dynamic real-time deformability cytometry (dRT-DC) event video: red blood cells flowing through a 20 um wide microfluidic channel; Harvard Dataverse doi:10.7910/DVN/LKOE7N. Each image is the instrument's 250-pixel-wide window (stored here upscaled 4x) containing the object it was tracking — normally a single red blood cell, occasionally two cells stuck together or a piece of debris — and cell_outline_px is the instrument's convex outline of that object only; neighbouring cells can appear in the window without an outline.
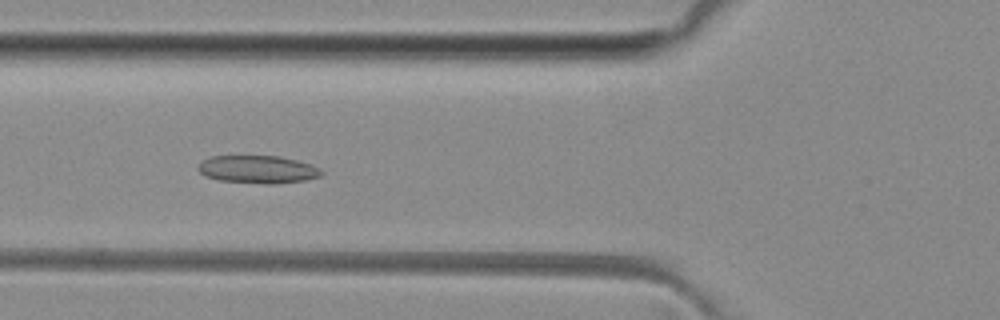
{"species": "common noctule bat (a hibernating species)", "species_latin": "Nyctalus noctula", "temperature_condition": "room temperature", "stored_images_in_passage": 44, "camera_frame_rate_fps": 3000, "um_per_image_px": 0.085, "animal": {"sex": "female", "body_mass_g": 29.2, "forearm_length_mm": 56.3}, "frame": {"image": 1, "passage_image": 16, "time_ms": 5.0, "image_size_px": [1000, 320], "cell_outline_px": [[324, 172], [320, 176], [304, 180], [276, 184], [264, 184], [220, 180], [204, 176], [196, 168], [204, 160], [212, 156], [280, 156], [312, 164], [320, 168]], "centroid_in_image_um": [21.94, 14.4], "position_along_channel_um": 103.9, "area_um2": 20.0}}
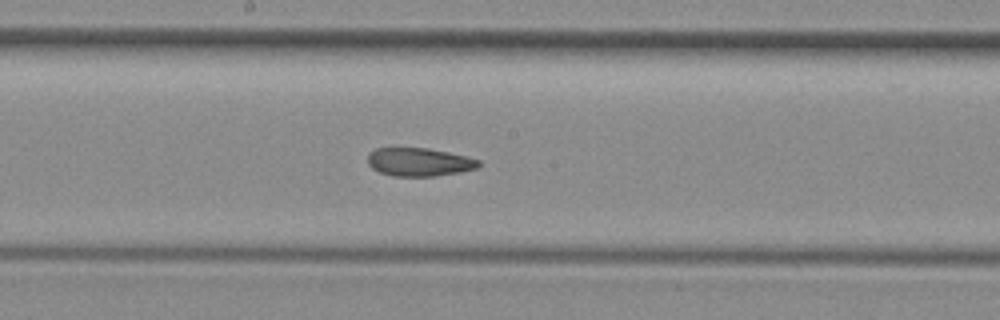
{"frame": {"image": 2, "passage_image": 24, "time_ms": 7.667, "image_size_px": [1000, 320], "cell_outline_px": [[480, 164], [476, 168], [460, 172], [436, 176], [392, 176], [380, 172], [372, 168], [368, 164], [368, 152], [376, 148], [428, 148], [448, 152], [480, 160]], "centroid_in_image_um": [35.6, 13.77], "position_along_channel_um": 212.6, "area_um2": 18.26}}
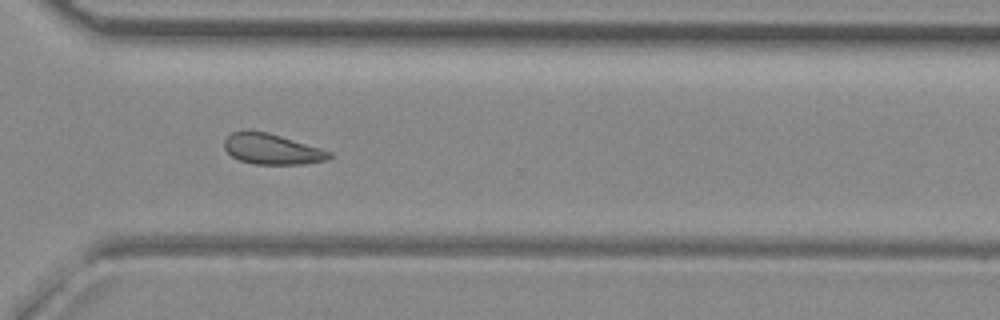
{"frame": {"image": 3, "passage_image": 34, "time_ms": 11.0, "image_size_px": [1000, 320], "cell_outline_px": [[332, 156], [328, 160], [300, 164], [256, 164], [240, 160], [232, 156], [224, 148], [224, 140], [232, 132], [268, 132], [320, 148], [332, 152]], "centroid_in_image_um": [23.14, 12.69], "position_along_channel_um": 347.5, "area_um2": 18.32}, "authors_computed_cell_mechanics": {"area_um2": 19.2474, "velocity_mm_per_s": 4.0611, "shape_relaxation_time_tau1_ms": null, "shape_relaxation_time_tau2_ms": 1.2975, "deformation_change_tau1": null, "deformation_change_tau2": 0.076}}